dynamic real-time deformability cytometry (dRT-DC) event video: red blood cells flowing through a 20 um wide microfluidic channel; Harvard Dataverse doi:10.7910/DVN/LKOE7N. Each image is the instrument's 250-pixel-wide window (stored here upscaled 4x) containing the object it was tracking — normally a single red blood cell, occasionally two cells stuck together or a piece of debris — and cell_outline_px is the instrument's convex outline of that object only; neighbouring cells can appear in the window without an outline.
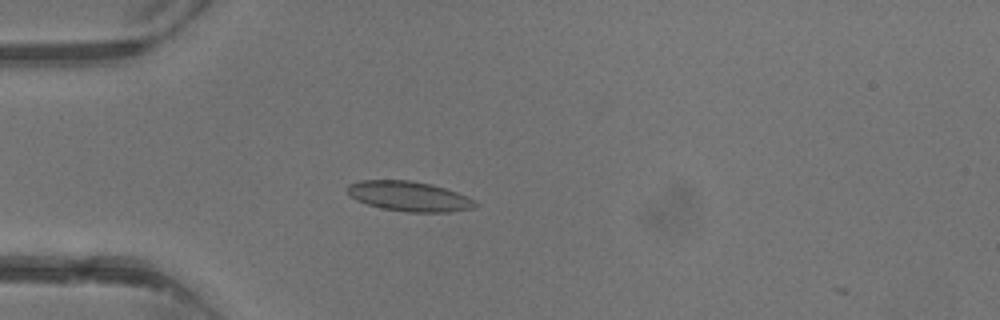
{"species": "common noctule bat (a hibernating species)", "species_latin": "Nyctalus noctula", "temperature_condition": "warm", "stored_images_in_passage": 4, "camera_frame_rate_fps": 3000, "um_per_image_px": 0.085, "animal": {"sex": "male", "body_mass_g": 13.3}, "frame": {"image": 1, "passage_image": 4, "time_ms": 3.667, "image_size_px": [1000, 320], "cell_outline_px": [[480, 204], [472, 208], [448, 212], [408, 212], [380, 208], [356, 200], [348, 196], [348, 184], [360, 180], [408, 180], [432, 184], [468, 196], [476, 200]], "centroid_in_image_um": [34.78, 16.68], "position_along_channel_um": 50.2, "area_um2": 22.43}}